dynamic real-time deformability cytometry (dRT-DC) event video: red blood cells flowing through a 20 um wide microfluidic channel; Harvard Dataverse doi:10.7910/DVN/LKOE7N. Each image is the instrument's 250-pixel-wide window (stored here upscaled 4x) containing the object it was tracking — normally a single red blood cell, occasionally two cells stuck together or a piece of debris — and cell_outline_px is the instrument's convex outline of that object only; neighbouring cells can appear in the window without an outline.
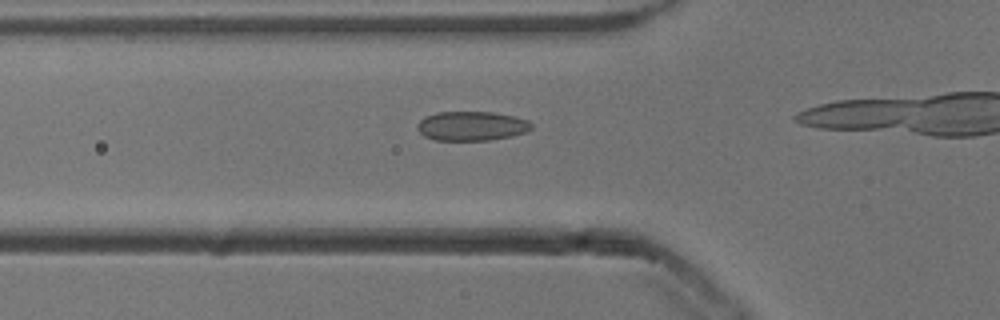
{"species": "common noctule bat (a hibernating species)", "species_latin": "Nyctalus noctula", "temperature_condition": "cold", "stored_images_in_passage": 6, "camera_frame_rate_fps": 3000, "um_per_image_px": 0.085, "animal": {"sex": "male", "body_mass_g": 13.3}, "frame": {"image": 1, "passage_image": 2, "time_ms": 0.333, "image_size_px": [1000, 320], "cell_outline_px": [[532, 128], [524, 132], [512, 136], [488, 140], [436, 140], [424, 136], [416, 128], [416, 124], [424, 116], [436, 112], [492, 112], [516, 116], [528, 120], [532, 124]], "centroid_in_image_um": [40.07, 10.7], "position_along_channel_um": 85.7, "area_um2": 19.59}}
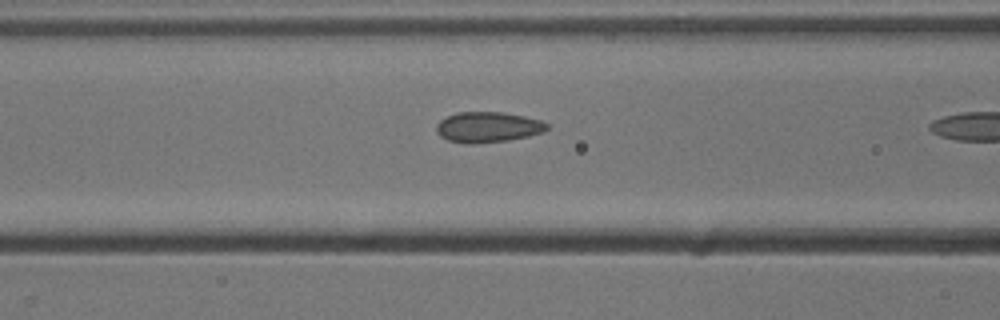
{"frame": {"image": 2, "passage_image": 5, "time_ms": 1.333, "image_size_px": [1000, 320], "cell_outline_px": [[548, 128], [544, 132], [528, 136], [508, 140], [468, 144], [448, 140], [440, 136], [436, 132], [436, 124], [440, 120], [456, 112], [504, 112], [524, 116], [540, 120], [548, 124]], "centroid_in_image_um": [41.46, 10.8], "position_along_channel_um": 125.1, "area_um2": 19.65}}